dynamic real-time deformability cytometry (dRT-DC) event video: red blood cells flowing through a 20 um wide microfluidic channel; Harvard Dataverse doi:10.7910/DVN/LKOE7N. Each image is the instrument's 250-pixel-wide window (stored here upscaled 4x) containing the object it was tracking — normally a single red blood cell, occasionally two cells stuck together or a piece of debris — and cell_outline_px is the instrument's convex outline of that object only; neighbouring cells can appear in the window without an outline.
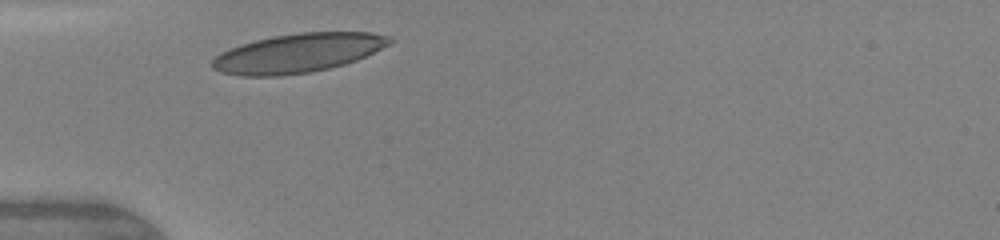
{"species": "human", "species_latin": "Homo sapiens", "temperature_condition": "warm", "stored_images_in_passage": 2, "camera_frame_rate_fps": 3000, "um_per_image_px": 0.085, "donor": {"sex": "female"}, "frame": {"image": 1, "passage_image": 1, "time_ms": 0.0, "image_size_px": [1000, 240], "cell_outline_px": [[396, 40], [356, 60], [344, 64], [312, 72], [280, 76], [240, 76], [220, 72], [212, 68], [212, 60], [220, 52], [256, 40], [272, 36], [300, 32], [368, 32], [392, 36]], "centroid_in_image_um": [25.32, 4.51], "position_along_channel_um": 59.7, "area_um2": 40.17}}